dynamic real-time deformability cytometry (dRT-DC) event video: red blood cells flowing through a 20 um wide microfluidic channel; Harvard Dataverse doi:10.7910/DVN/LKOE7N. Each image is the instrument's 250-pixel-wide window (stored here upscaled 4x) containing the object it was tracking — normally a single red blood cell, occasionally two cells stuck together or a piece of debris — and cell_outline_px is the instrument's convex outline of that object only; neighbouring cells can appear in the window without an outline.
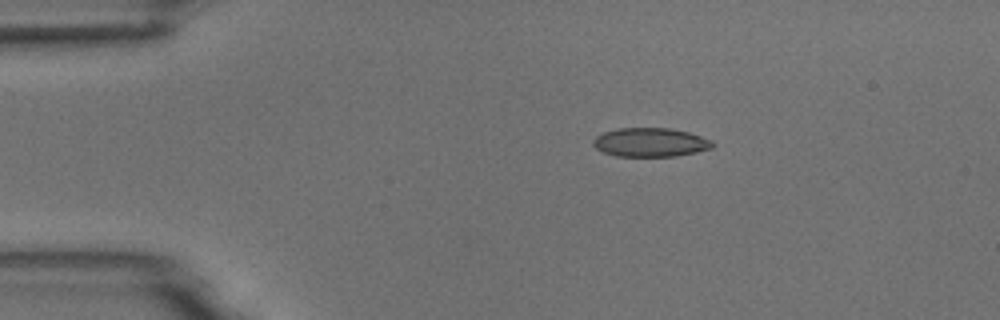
{"species": "common noctule bat (a hibernating species)", "species_latin": "Nyctalus noctula", "temperature_condition": "room temperature", "stored_images_in_passage": 4, "camera_frame_rate_fps": 3000, "um_per_image_px": 0.085, "animal": {"sex": "male", "body_mass_g": 18.8}, "frame": {"image": 1, "passage_image": 3, "time_ms": 2.333, "image_size_px": [1000, 320], "cell_outline_px": [[716, 144], [712, 148], [696, 152], [676, 156], [616, 156], [604, 152], [596, 148], [592, 144], [592, 140], [596, 136], [604, 132], [616, 128], [672, 128], [688, 132], [712, 140]], "centroid_in_image_um": [55.29, 12.09], "position_along_channel_um": 29.7, "area_um2": 20.17}}